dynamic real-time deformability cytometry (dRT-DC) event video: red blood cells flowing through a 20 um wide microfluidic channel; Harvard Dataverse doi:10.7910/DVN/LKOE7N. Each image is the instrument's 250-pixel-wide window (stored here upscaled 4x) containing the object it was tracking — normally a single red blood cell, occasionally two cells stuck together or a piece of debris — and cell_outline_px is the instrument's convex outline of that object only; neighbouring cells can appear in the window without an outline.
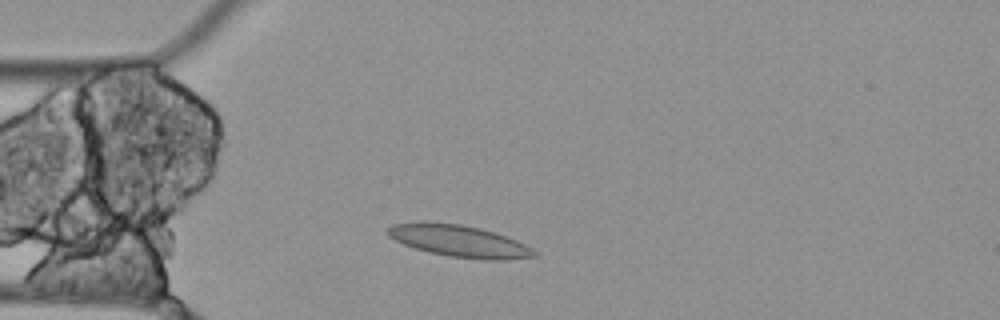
{"species": "Egyptian fruit bat (a non-hibernating species)", "species_latin": "Rousettus aegyptiacus", "temperature_condition": "cold", "stored_images_in_passage": 2, "camera_frame_rate_fps": 3000, "um_per_image_px": 0.085, "animal": {"sex": "female"}, "frame": {"image": 1, "passage_image": 2, "time_ms": 0.333, "image_size_px": [1000, 320], "cell_outline_px": [[536, 256], [508, 260], [484, 260], [448, 256], [428, 252], [404, 244], [388, 236], [388, 228], [392, 224], [460, 224], [480, 228], [516, 240], [532, 248], [536, 252]], "centroid_in_image_um": [39.1, 20.53], "position_along_channel_um": 45.9, "area_um2": 26.3}}